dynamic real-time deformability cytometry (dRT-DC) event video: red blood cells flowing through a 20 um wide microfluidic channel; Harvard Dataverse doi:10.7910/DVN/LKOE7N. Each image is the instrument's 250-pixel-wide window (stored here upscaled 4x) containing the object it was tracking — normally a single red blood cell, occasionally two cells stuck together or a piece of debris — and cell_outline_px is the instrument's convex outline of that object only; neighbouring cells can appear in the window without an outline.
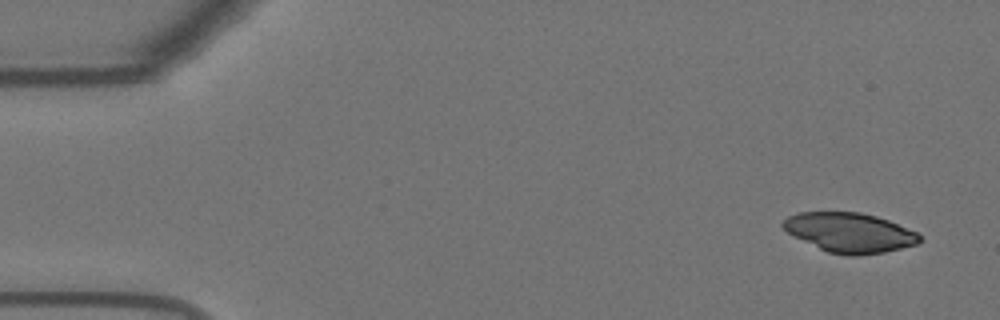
{"species": "Egyptian fruit bat (a non-hibernating species)", "species_latin": "Rousettus aegyptiacus", "temperature_condition": "warm", "stored_images_in_passage": 52, "camera_frame_rate_fps": 3000, "um_per_image_px": 0.085, "animal": {"sex": "female"}, "frame": {"image": 1, "passage_image": 1, "time_ms": 0.0, "image_size_px": [1000, 320], "cell_outline_px": [[920, 240], [916, 244], [884, 252], [856, 256], [852, 256], [828, 252], [792, 236], [780, 224], [788, 216], [800, 212], [860, 212], [876, 216], [888, 220], [916, 232], [920, 236]], "centroid_in_image_um": [72.18, 19.76], "position_along_channel_um": 12.8, "area_um2": 31.27}}